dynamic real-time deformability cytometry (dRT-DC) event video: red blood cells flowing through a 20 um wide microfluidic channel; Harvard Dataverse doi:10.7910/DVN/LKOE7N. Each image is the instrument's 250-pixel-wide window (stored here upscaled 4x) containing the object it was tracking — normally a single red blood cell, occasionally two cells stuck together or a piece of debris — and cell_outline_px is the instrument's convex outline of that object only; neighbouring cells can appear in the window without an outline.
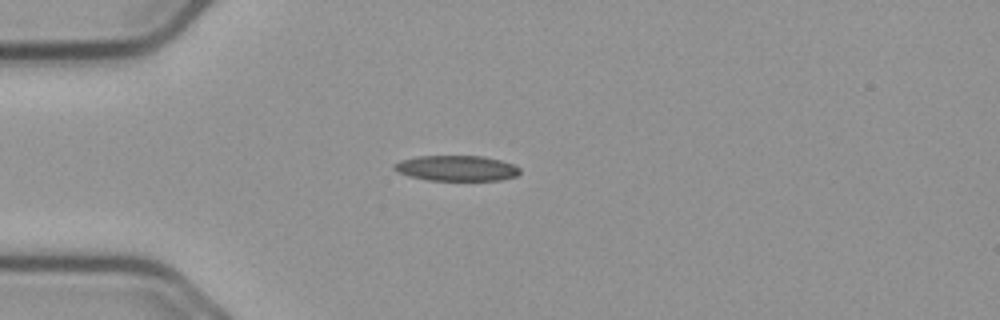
{"species": "common noctule bat (a hibernating species)", "species_latin": "Nyctalus noctula", "temperature_condition": "cold", "stored_images_in_passage": 42, "camera_frame_rate_fps": 3000, "um_per_image_px": 0.085, "animal": {"sex": "male", "body_mass_g": 23.1, "forearm_length_mm": 52.7}, "frame": {"image": 1, "passage_image": 1, "time_ms": 0.0, "image_size_px": [1000, 320], "cell_outline_px": [[520, 172], [516, 176], [500, 180], [428, 180], [408, 176], [396, 172], [392, 168], [392, 164], [400, 160], [416, 156], [484, 156], [500, 160], [512, 164], [520, 168]], "centroid_in_image_um": [38.75, 14.29], "position_along_channel_um": 46.3, "area_um2": 18.79}}
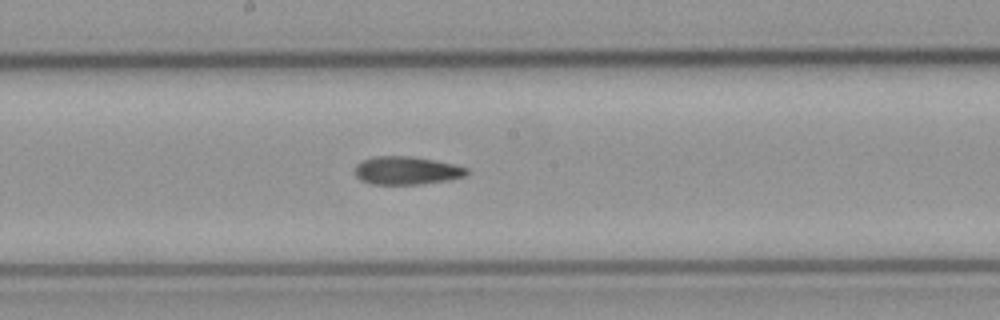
{"frame": {"image": 2, "passage_image": 16, "time_ms": 5.0, "image_size_px": [1000, 320], "cell_outline_px": [[468, 172], [464, 176], [448, 180], [424, 184], [372, 184], [360, 180], [356, 176], [356, 164], [360, 160], [372, 156], [412, 156], [452, 164], [468, 168]], "centroid_in_image_um": [34.52, 14.49], "position_along_channel_um": 213.7, "area_um2": 18.32}}
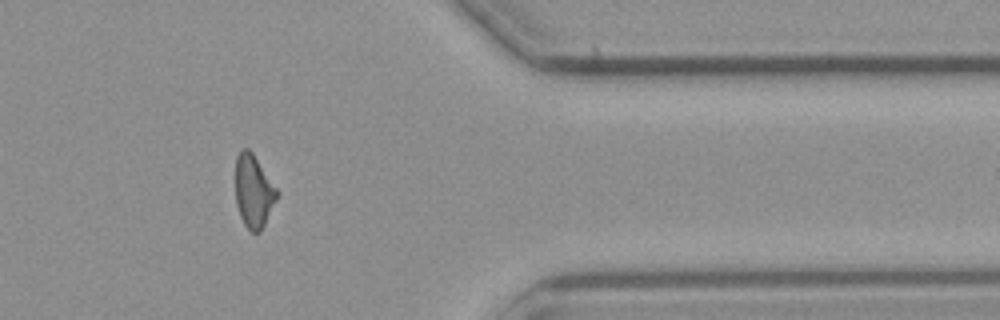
{"frame": {"image": 3, "passage_image": 32, "time_ms": 10.333, "image_size_px": [1000, 320], "cell_outline_px": [[280, 192], [260, 232], [252, 232], [244, 224], [240, 216], [236, 204], [236, 156], [244, 148], [248, 148], [252, 152]], "centroid_in_image_um": [21.56, 16.25], "position_along_channel_um": 389.8, "area_um2": 17.46}, "authors_computed_cell_mechanics": {"area_um2": 18.4093, "velocity_mm_per_s": 3.6862, "shape_relaxation_time_tau1_ms": 8.5252, "shape_relaxation_time_tau2_ms": 5.0165, "deformation_change_tau1": 0.1846, "deformation_change_tau2": 0.1401}}